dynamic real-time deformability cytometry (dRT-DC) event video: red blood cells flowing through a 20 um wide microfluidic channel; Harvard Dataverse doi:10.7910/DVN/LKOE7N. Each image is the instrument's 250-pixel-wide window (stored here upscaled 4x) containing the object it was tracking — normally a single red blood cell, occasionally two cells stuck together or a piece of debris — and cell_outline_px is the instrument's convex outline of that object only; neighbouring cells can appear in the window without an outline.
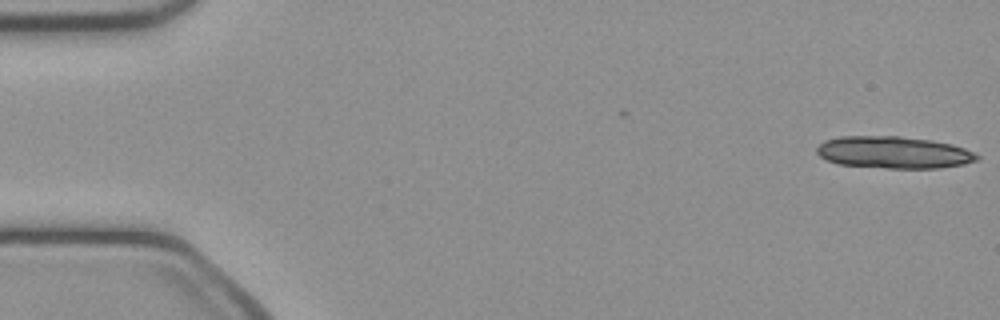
{"species": "common noctule bat (a hibernating species)", "species_latin": "Nyctalus noctula", "temperature_condition": "cold", "stored_images_in_passage": 22, "camera_frame_rate_fps": 3000, "um_per_image_px": 0.085, "animal": {"sex": "female", "body_mass_g": 21.9}, "frame": {"image": 1, "passage_image": 1, "time_ms": 0.0, "image_size_px": [1000, 320], "cell_outline_px": [[980, 156], [976, 160], [964, 164], [940, 168], [888, 168], [840, 164], [828, 160], [820, 156], [816, 152], [816, 148], [824, 140], [840, 136], [900, 136], [932, 140], [952, 144], [976, 152]], "centroid_in_image_um": [75.98, 12.95], "position_along_channel_um": 9.0, "area_um2": 29.94}}